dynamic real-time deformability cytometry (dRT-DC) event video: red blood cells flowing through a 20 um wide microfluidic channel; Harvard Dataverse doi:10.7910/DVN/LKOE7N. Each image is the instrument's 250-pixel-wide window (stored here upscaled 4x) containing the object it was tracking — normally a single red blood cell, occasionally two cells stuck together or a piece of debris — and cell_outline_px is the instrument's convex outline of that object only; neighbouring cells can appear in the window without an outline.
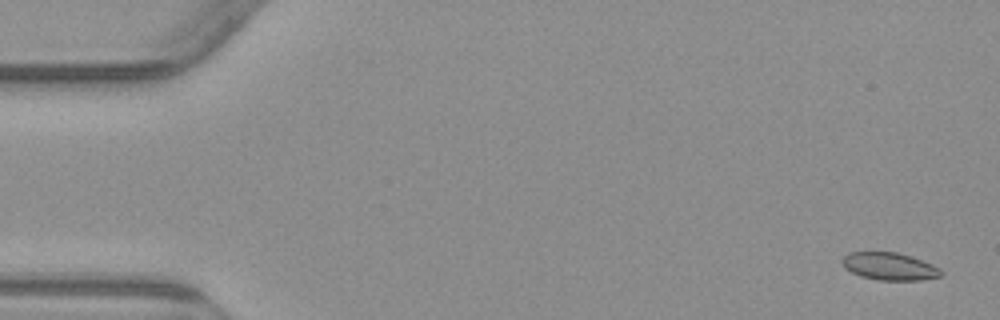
{"species": "common noctule bat (a hibernating species)", "species_latin": "Nyctalus noctula", "temperature_condition": "warm", "stored_images_in_passage": 5, "camera_frame_rate_fps": 3000, "um_per_image_px": 0.085, "animal": {"sex": "male", "body_mass_g": 23.1, "forearm_length_mm": 52.7}, "frame": {"image": 1, "passage_image": 1, "time_ms": 0.0, "image_size_px": [1000, 320], "cell_outline_px": [[940, 276], [920, 280], [880, 280], [860, 276], [844, 268], [840, 260], [848, 252], [896, 252], [912, 256], [932, 264], [940, 268]], "centroid_in_image_um": [75.56, 22.63], "position_along_channel_um": 9.4, "area_um2": 15.84}}
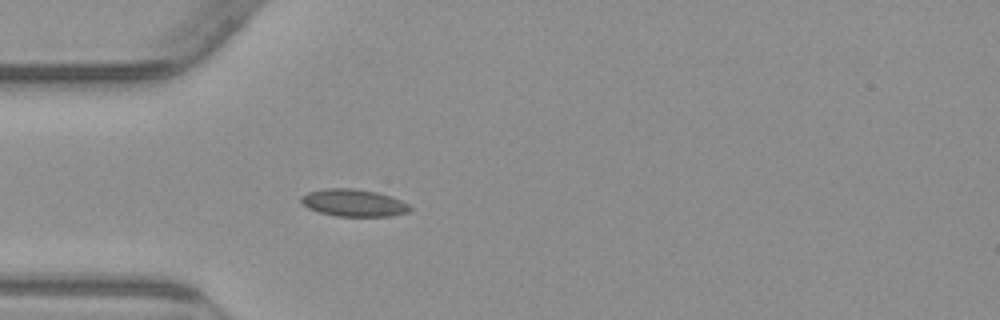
{"frame": {"image": 2, "passage_image": 5, "time_ms": 4.667, "image_size_px": [1000, 320], "cell_outline_px": [[412, 208], [408, 212], [388, 216], [336, 216], [320, 212], [308, 208], [300, 200], [300, 196], [308, 192], [324, 188], [356, 188], [376, 192], [392, 196], [408, 204]], "centroid_in_image_um": [30.05, 17.23], "position_along_channel_um": 55.0, "area_um2": 17.28}}